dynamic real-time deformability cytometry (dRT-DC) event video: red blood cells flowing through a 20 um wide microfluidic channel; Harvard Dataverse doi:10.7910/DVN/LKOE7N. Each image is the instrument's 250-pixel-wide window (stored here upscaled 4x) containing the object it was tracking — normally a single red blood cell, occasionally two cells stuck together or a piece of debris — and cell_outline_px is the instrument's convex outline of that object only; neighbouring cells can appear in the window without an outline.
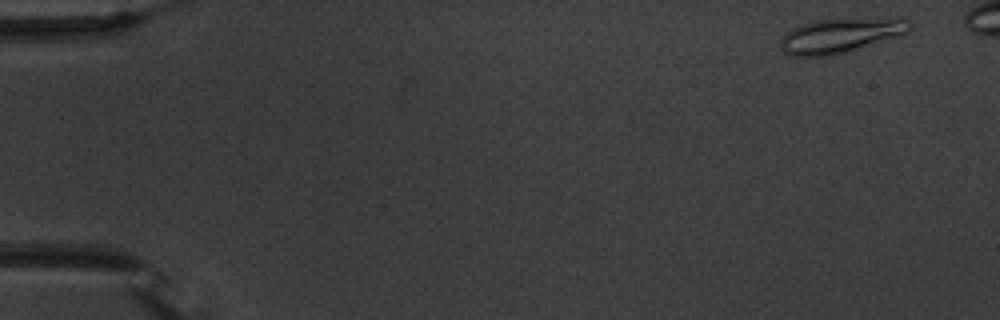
{"species": "common noctule bat (a hibernating species)", "species_latin": "Nyctalus noctula", "temperature_condition": "warm", "stored_images_in_passage": 11, "camera_frame_rate_fps": 3000, "um_per_image_px": 0.085, "animal": {"sex": "male", "body_mass_g": 20.1, "forearm_length_mm": 53.5}, "frame": {"image": 1, "passage_image": 2, "time_ms": 0.333, "image_size_px": [1000, 320], "cell_outline_px": [[912, 28], [908, 32], [896, 36], [832, 56], [792, 56], [784, 52], [780, 44], [780, 40], [784, 32], [792, 28], [816, 20], [900, 16], [904, 16], [912, 24]], "centroid_in_image_um": [71.48, 2.98], "position_along_channel_um": 13.5, "area_um2": 26.3}}